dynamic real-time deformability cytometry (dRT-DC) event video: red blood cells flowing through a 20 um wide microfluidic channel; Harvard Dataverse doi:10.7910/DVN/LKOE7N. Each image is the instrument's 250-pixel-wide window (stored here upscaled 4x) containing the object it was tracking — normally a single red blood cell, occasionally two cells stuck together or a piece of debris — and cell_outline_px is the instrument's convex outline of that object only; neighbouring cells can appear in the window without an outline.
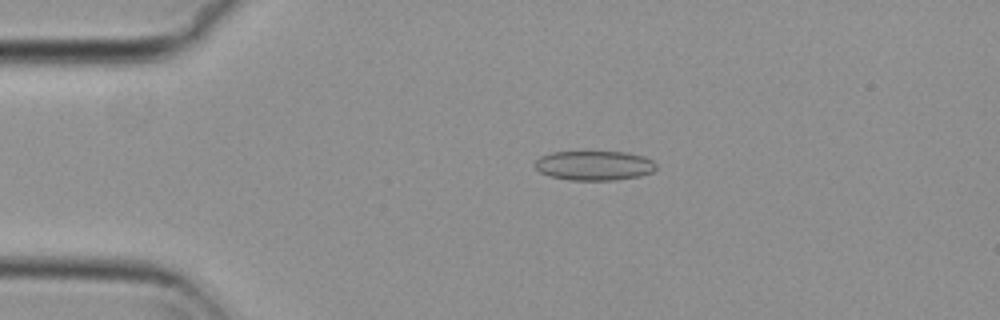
{"species": "common noctule bat (a hibernating species)", "species_latin": "Nyctalus noctula", "temperature_condition": "cold", "stored_images_in_passage": 54, "camera_frame_rate_fps": 3000, "um_per_image_px": 0.085, "animal": {"sex": "female", "body_mass_g": 29.2, "forearm_length_mm": 56.3}, "frame": {"image": 1, "passage_image": 11, "time_ms": 3.333, "image_size_px": [1000, 320], "cell_outline_px": [[656, 168], [652, 172], [640, 176], [616, 180], [568, 180], [548, 176], [540, 172], [536, 168], [536, 160], [540, 156], [552, 152], [624, 152], [644, 156], [652, 160], [656, 164]], "centroid_in_image_um": [50.51, 14.08], "position_along_channel_um": 34.5, "area_um2": 20.92}}
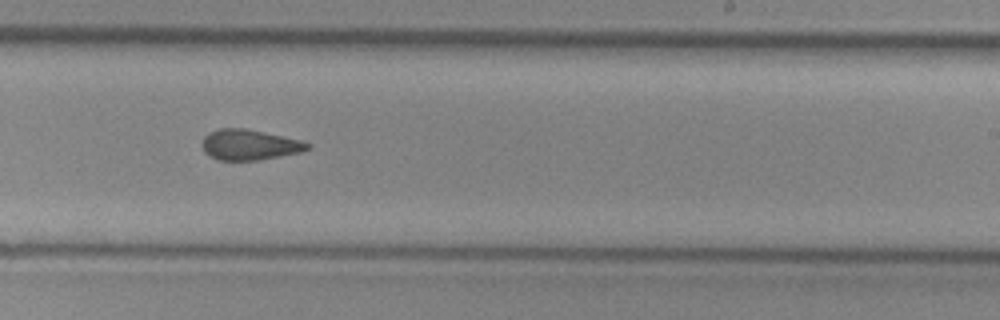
{"frame": {"image": 2, "passage_image": 33, "time_ms": 10.667, "image_size_px": [1000, 320], "cell_outline_px": [[312, 144], [308, 148], [300, 152], [260, 160], [216, 160], [204, 152], [204, 136], [208, 132], [220, 128], [244, 128], [264, 132], [300, 140]], "centroid_in_image_um": [21.19, 12.3], "position_along_channel_um": 267.8, "area_um2": 18.55}}
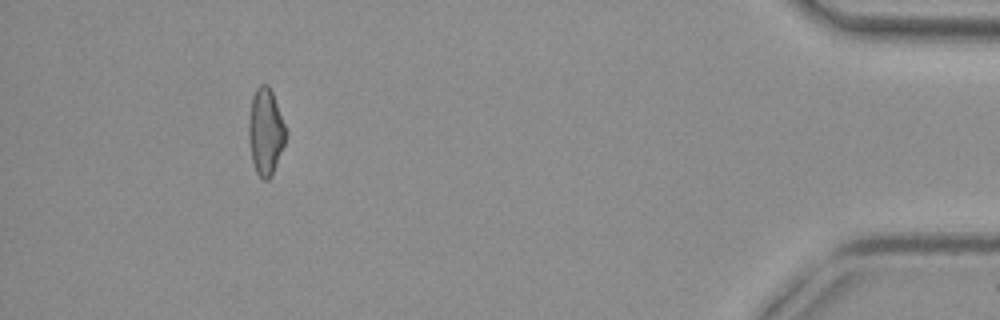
{"frame": {"image": 3, "passage_image": 50, "time_ms": 16.333, "image_size_px": [1000, 320], "cell_outline_px": [[288, 132], [284, 144], [272, 176], [268, 180], [264, 180], [256, 172], [252, 160], [248, 140], [248, 120], [252, 96], [256, 88], [260, 84], [268, 84], [272, 92]], "centroid_in_image_um": [22.57, 11.18], "position_along_channel_um": 412.6, "area_um2": 18.9}, "authors_computed_cell_mechanics": {"area_um2": 19.3052, "velocity_mm_per_s": 3.7221, "shape_relaxation_time_tau1_ms": null, "shape_relaxation_time_tau2_ms": 2.493, "deformation_change_tau1": null, "deformation_change_tau2": 0.0958}}